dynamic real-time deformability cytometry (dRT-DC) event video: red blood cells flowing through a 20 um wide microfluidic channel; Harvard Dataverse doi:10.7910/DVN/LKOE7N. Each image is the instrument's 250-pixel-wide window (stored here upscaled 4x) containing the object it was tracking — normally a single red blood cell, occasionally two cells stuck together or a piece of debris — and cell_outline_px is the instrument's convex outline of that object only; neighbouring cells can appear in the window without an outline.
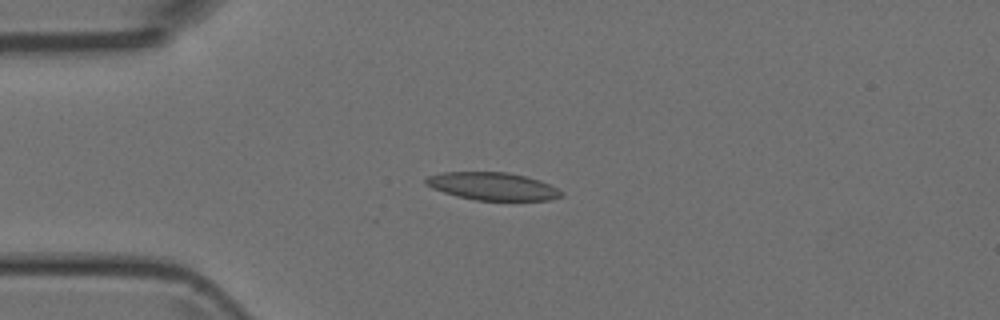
{"species": "Egyptian fruit bat (a non-hibernating species)", "species_latin": "Rousettus aegyptiacus", "temperature_condition": "room temperature", "stored_images_in_passage": 42, "camera_frame_rate_fps": 3000, "um_per_image_px": 0.085, "animal": {"sex": "female"}, "frame": {"image": 1, "passage_image": 13, "time_ms": 4.0, "image_size_px": [1000, 320], "cell_outline_px": [[564, 196], [548, 200], [476, 200], [456, 196], [432, 188], [424, 184], [424, 180], [428, 176], [444, 172], [508, 172], [540, 180], [564, 192]], "centroid_in_image_um": [41.87, 15.83], "position_along_channel_um": 43.1, "area_um2": 21.85}}
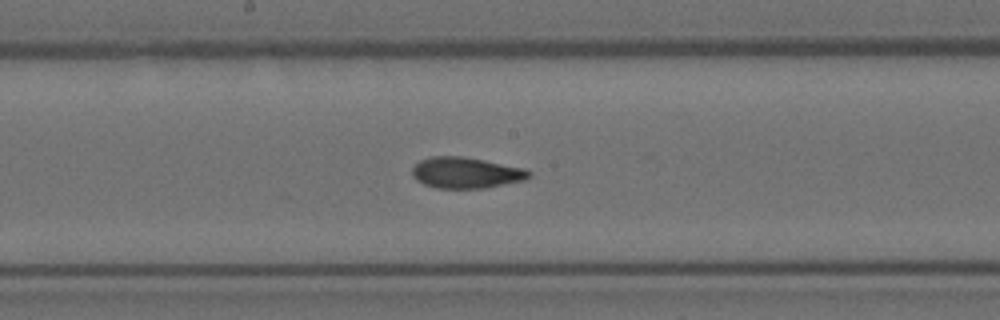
{"frame": {"image": 2, "passage_image": 27, "time_ms": 8.667, "image_size_px": [1000, 320], "cell_outline_px": [[532, 176], [524, 180], [484, 188], [436, 188], [424, 184], [416, 180], [412, 176], [412, 168], [420, 160], [432, 156], [460, 156], [484, 160], [524, 168], [532, 172]], "centroid_in_image_um": [39.6, 14.68], "position_along_channel_um": 208.6, "area_um2": 21.1}}
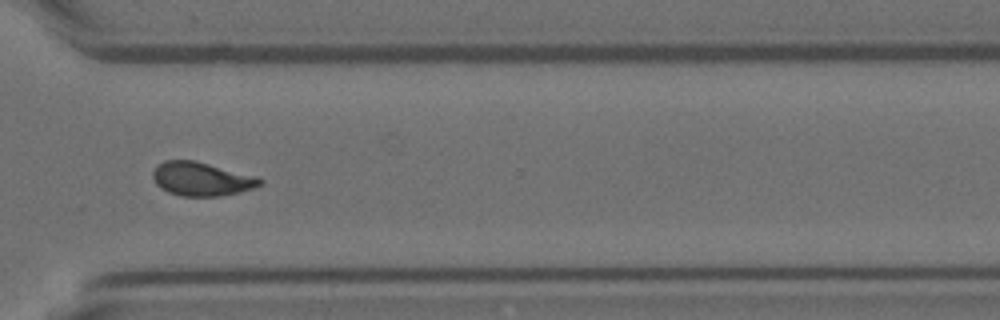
{"frame": {"image": 3, "passage_image": 38, "time_ms": 12.333, "image_size_px": [1000, 320], "cell_outline_px": [[264, 184], [240, 192], [220, 196], [180, 196], [168, 192], [160, 188], [156, 184], [152, 176], [152, 172], [156, 164], [164, 160], [196, 160], [256, 176], [264, 180]], "centroid_in_image_um": [17.11, 15.2], "position_along_channel_um": 353.5, "area_um2": 21.33}}